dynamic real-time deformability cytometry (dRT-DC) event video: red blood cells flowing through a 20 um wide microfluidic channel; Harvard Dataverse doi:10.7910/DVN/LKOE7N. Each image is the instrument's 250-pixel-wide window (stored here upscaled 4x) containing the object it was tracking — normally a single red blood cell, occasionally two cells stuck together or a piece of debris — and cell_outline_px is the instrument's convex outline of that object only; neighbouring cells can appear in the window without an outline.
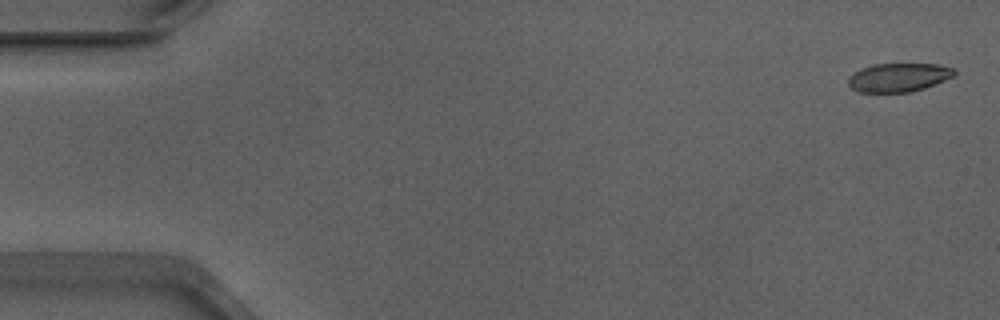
{"species": "Egyptian fruit bat (a non-hibernating species)", "species_latin": "Rousettus aegyptiacus", "temperature_condition": "warm", "stored_images_in_passage": 53, "camera_frame_rate_fps": 3000, "um_per_image_px": 0.085, "animal": {"sex": "male"}, "frame": {"image": 1, "passage_image": 2, "time_ms": 0.333, "image_size_px": [1000, 320], "cell_outline_px": [[956, 72], [952, 76], [944, 80], [924, 88], [912, 92], [860, 92], [852, 88], [848, 84], [848, 76], [860, 68], [872, 64], [940, 64], [956, 68]], "centroid_in_image_um": [76.37, 6.57], "position_along_channel_um": 8.6, "area_um2": 17.8}}
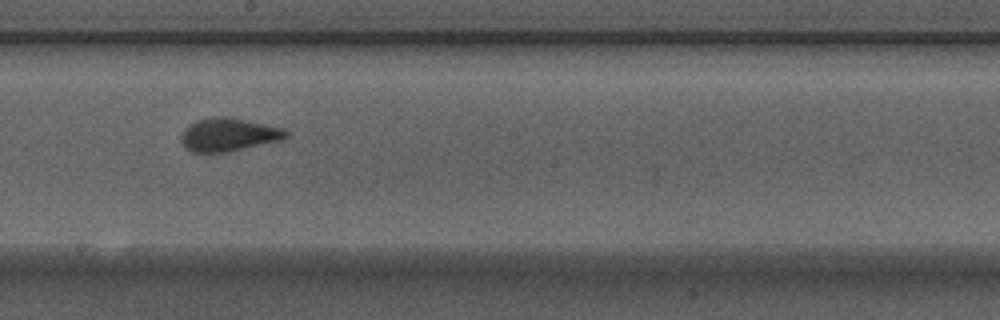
{"frame": {"image": 2, "passage_image": 30, "time_ms": 9.667, "image_size_px": [1000, 320], "cell_outline_px": [[288, 136], [280, 140], [224, 152], [192, 152], [184, 148], [180, 140], [180, 136], [184, 128], [188, 124], [196, 120], [216, 116], [228, 116], [284, 128], [288, 132]], "centroid_in_image_um": [19.37, 11.43], "position_along_channel_um": 228.8, "area_um2": 20.29}}
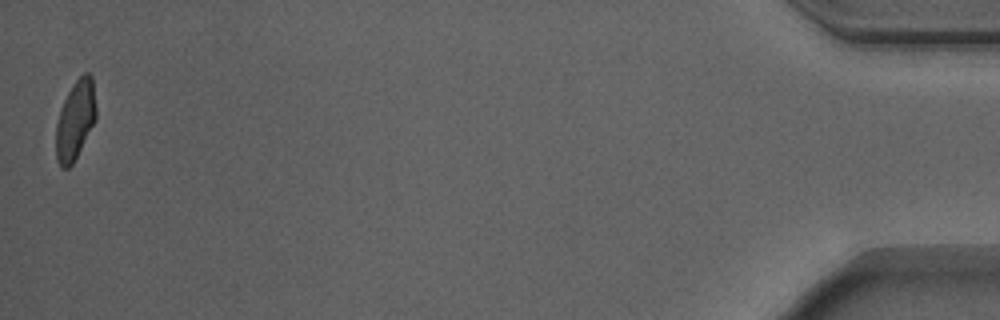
{"frame": {"image": 3, "passage_image": 53, "time_ms": 17.333, "image_size_px": [1000, 320], "cell_outline_px": [[96, 120], [72, 164], [68, 168], [60, 168], [56, 160], [56, 124], [64, 100], [68, 92], [76, 80], [84, 72], [88, 72], [92, 76], [96, 108]], "centroid_in_image_um": [6.4, 10.21], "position_along_channel_um": 428.8, "area_um2": 18.38}, "authors_computed_cell_mechanics": {"area_um2": 19.2474, "velocity_mm_per_s": 3.8901, "shape_relaxation_time_tau1_ms": 3.9831, "shape_relaxation_time_tau2_ms": null, "deformation_change_tau1": 0.1415, "deformation_change_tau2": null}}